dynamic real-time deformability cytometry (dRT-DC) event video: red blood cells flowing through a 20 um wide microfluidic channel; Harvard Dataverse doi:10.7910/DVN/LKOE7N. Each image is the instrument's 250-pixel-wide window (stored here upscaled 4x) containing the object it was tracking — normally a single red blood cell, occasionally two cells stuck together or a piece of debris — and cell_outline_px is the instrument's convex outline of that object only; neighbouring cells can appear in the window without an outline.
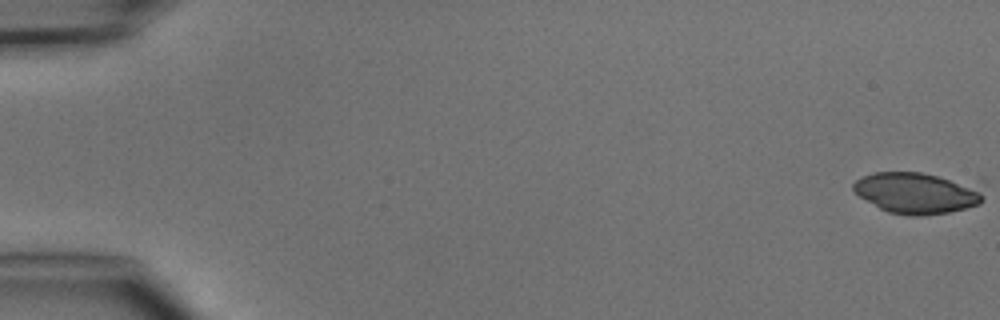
{"species": "common noctule bat (a hibernating species)", "species_latin": "Nyctalus noctula", "temperature_condition": "cold", "stored_images_in_passage": 4, "camera_frame_rate_fps": 3000, "um_per_image_px": 0.085, "animal": {"sex": "male", "body_mass_g": 15.6}, "frame": {"image": 1, "passage_image": 1, "time_ms": 0.0, "image_size_px": [1000, 320], "cell_outline_px": [[984, 200], [980, 204], [948, 212], [924, 216], [908, 216], [888, 212], [880, 208], [860, 196], [852, 188], [852, 184], [856, 180], [864, 176], [876, 172], [920, 172], [984, 180]], "centroid_in_image_um": [78.15, 16.36], "position_along_channel_um": 6.8, "area_um2": 32.66}}